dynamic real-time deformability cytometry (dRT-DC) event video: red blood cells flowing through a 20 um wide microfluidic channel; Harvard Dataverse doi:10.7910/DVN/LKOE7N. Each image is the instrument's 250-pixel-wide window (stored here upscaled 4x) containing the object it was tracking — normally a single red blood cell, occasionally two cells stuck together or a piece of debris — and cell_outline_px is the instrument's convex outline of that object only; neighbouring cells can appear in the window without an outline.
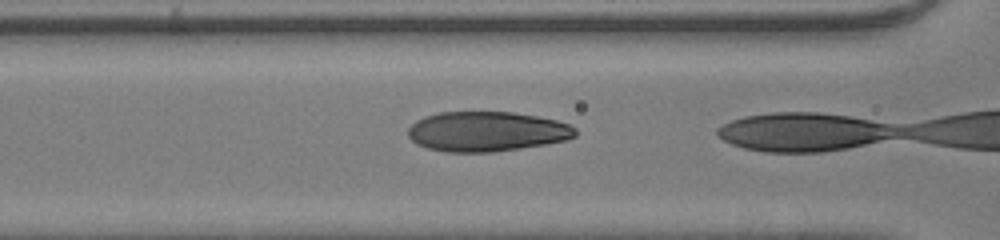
{"species": "human", "species_latin": "Homo sapiens", "temperature_condition": "room temperature", "stored_images_in_passage": 26, "camera_frame_rate_fps": 3000, "um_per_image_px": 0.085, "donor": {"sex": "male"}, "frame": {"image": 1, "passage_image": 25, "time_ms": 8.0, "image_size_px": [1000, 240], "cell_outline_px": [[576, 136], [568, 140], [520, 148], [492, 152], [444, 152], [428, 148], [416, 144], [408, 136], [408, 128], [416, 120], [424, 116], [440, 112], [516, 112], [556, 120], [568, 124], [576, 128]], "centroid_in_image_um": [41.36, 11.17], "position_along_channel_um": 125.2, "area_um2": 39.02}}